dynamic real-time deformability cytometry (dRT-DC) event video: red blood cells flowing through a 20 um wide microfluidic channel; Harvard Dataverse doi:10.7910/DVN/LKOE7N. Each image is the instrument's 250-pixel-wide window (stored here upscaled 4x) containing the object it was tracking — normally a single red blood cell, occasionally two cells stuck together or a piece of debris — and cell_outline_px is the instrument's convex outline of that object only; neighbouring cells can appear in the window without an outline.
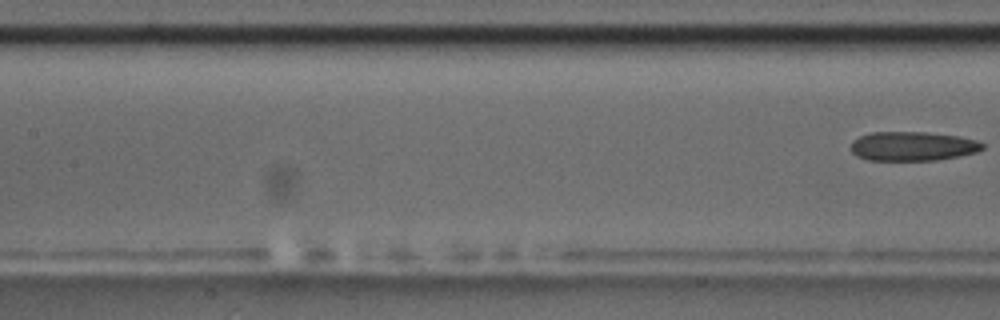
{"species": "common noctule bat (a hibernating species)", "species_latin": "Nyctalus noctula", "temperature_condition": "room temperature", "stored_images_in_passage": 8, "camera_frame_rate_fps": 3000, "um_per_image_px": 0.085, "animal": {"sex": "male", "body_mass_g": 17.5, "forearm_length_mm": 52.3}, "frame": {"image": 1, "passage_image": 8, "time_ms": 9.0, "image_size_px": [1000, 320], "cell_outline_px": [[984, 148], [976, 152], [936, 160], [868, 160], [856, 156], [848, 148], [852, 140], [868, 132], [928, 132], [960, 136], [976, 140], [984, 144]], "centroid_in_image_um": [77.52, 12.42], "position_along_channel_um": 129.9, "area_um2": 22.6}}